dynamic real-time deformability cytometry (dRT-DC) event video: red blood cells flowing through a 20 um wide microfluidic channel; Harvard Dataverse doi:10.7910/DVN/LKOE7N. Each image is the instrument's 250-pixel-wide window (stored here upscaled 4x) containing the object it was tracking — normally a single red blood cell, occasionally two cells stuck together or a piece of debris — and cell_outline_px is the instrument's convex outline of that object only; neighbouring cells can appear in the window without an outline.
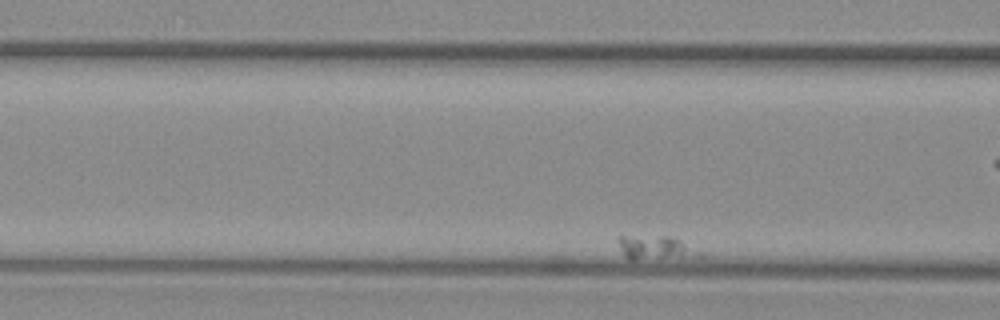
{"species": "common noctule bat (a hibernating species)", "species_latin": "Nyctalus noctula", "temperature_condition": "warm", "stored_images_in_passage": 44, "camera_frame_rate_fps": 3000, "um_per_image_px": 0.085, "animal": {"sex": "female", "body_mass_g": 29.2, "forearm_length_mm": 56.3}, "frame": {"image": 1, "passage_image": 9, "time_ms": 2.667, "image_size_px": [1000, 320], "cell_outline_px": [[704, 256], [636, 260], [628, 260], [624, 256], [620, 244], [620, 236], [672, 236], [704, 252]], "centroid_in_image_um": [55.8, 21.08], "position_along_channel_um": 110.8, "area_um2": 11.39}}
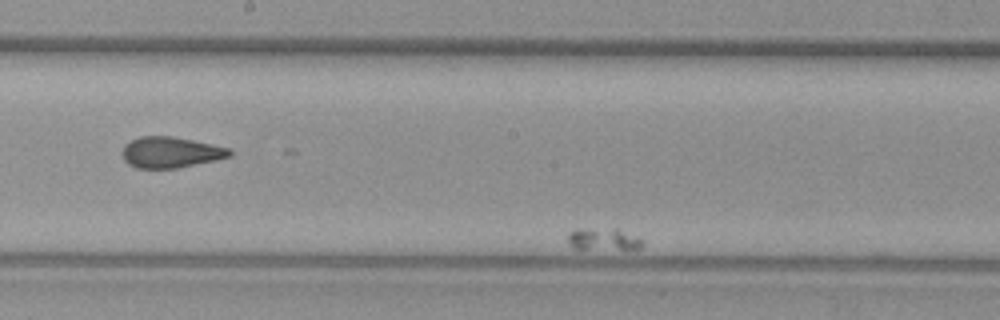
{"frame": {"image": 2, "passage_image": 21, "time_ms": 6.667, "image_size_px": [1000, 320], "cell_outline_px": [[644, 244], [640, 248], [628, 252], [624, 252], [572, 248], [568, 244], [568, 232], [576, 228], [616, 228], [636, 236], [644, 240]], "centroid_in_image_um": [51.34, 20.38], "position_along_channel_um": 196.9, "area_um2": 10.64}}